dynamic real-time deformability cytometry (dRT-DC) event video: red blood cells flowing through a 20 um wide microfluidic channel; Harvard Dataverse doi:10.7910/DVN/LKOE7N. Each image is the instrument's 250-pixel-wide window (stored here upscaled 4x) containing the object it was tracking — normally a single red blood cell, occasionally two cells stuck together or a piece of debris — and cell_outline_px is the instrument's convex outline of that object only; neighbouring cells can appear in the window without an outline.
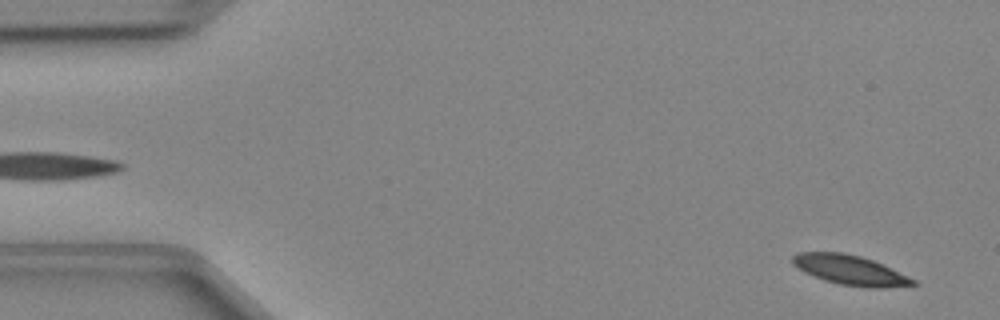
{"species": "Egyptian fruit bat (a non-hibernating species)", "species_latin": "Rousettus aegyptiacus", "temperature_condition": "cold", "stored_images_in_passage": 47, "camera_frame_rate_fps": 3000, "um_per_image_px": 0.085, "animal": {"sex": "female"}, "frame": {"image": 1, "passage_image": 2, "time_ms": 0.333, "image_size_px": [1000, 320], "cell_outline_px": [[920, 284], [884, 288], [868, 288], [840, 284], [824, 280], [804, 272], [796, 268], [792, 264], [792, 256], [796, 252], [844, 252], [860, 256], [872, 260], [908, 276], [916, 280]], "centroid_in_image_um": [72.24, 22.96], "position_along_channel_um": 12.8, "area_um2": 20.92}}
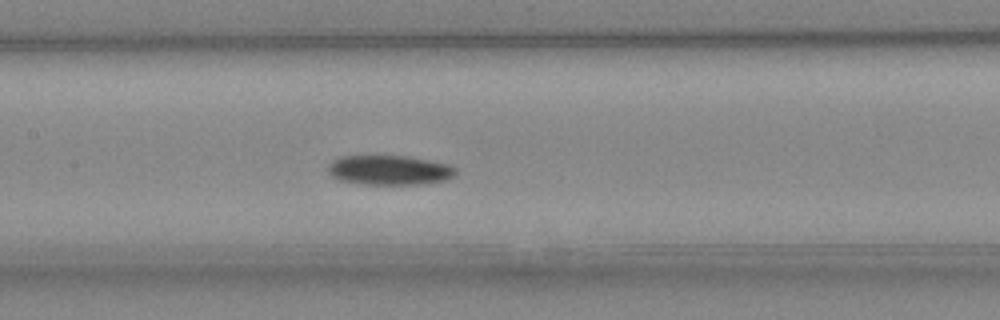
{"frame": {"image": 2, "passage_image": 22, "time_ms": 7.0, "image_size_px": [1000, 320], "cell_outline_px": [[456, 176], [444, 180], [416, 184], [364, 184], [340, 180], [332, 176], [328, 172], [328, 164], [332, 160], [340, 156], [408, 156], [448, 164], [456, 168]], "centroid_in_image_um": [33.08, 14.45], "position_along_channel_um": 174.3, "area_um2": 21.96}}
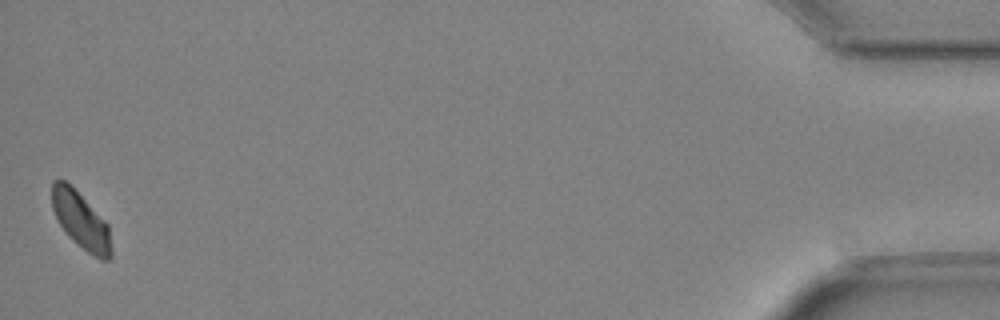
{"frame": {"image": 3, "passage_image": 47, "time_ms": 15.333, "image_size_px": [1000, 320], "cell_outline_px": [[112, 256], [108, 260], [100, 260], [88, 252], [68, 236], [60, 224], [52, 208], [52, 180], [64, 180], [108, 224], [112, 252]], "centroid_in_image_um": [6.88, 18.78], "position_along_channel_um": 428.3, "area_um2": 19.02}}